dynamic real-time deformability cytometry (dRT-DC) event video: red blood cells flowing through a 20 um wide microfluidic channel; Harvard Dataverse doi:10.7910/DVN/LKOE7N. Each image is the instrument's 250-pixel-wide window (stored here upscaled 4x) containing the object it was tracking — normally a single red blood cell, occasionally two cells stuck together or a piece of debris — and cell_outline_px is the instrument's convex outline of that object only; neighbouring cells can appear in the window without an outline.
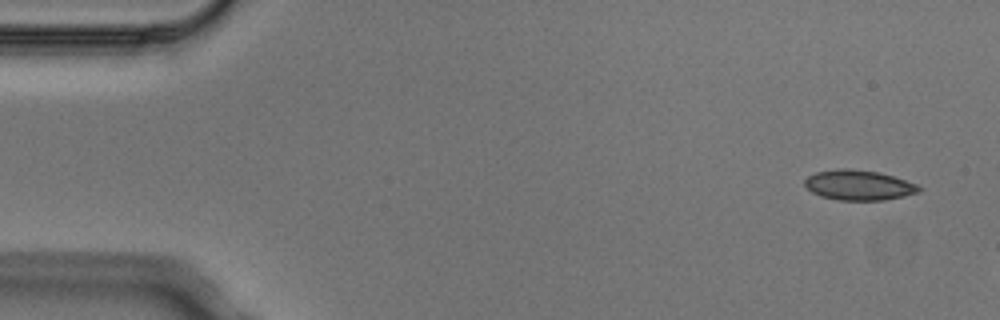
{"species": "Egyptian fruit bat (a non-hibernating species)", "species_latin": "Rousettus aegyptiacus", "temperature_condition": "cold", "stored_images_in_passage": 4, "camera_frame_rate_fps": 3000, "um_per_image_px": 0.085, "animal": {"sex": "male"}, "frame": {"image": 1, "passage_image": 1, "time_ms": 0.0, "image_size_px": [1000, 320], "cell_outline_px": [[924, 188], [920, 192], [904, 196], [884, 200], [840, 200], [820, 196], [812, 192], [804, 184], [804, 180], [808, 176], [816, 172], [840, 168], [848, 168], [880, 172], [916, 184]], "centroid_in_image_um": [73.0, 15.73], "position_along_channel_um": 12.0, "area_um2": 20.06}}